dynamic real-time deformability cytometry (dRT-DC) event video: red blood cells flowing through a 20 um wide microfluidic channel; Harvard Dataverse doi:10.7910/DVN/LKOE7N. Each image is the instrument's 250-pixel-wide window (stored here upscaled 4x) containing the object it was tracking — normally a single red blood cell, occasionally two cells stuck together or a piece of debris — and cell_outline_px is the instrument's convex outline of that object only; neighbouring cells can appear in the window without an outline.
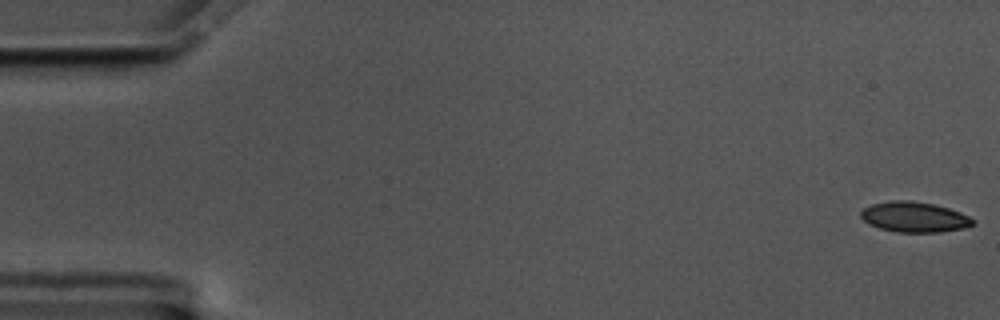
{"species": "common noctule bat (a hibernating species)", "species_latin": "Nyctalus noctula", "temperature_condition": "cold", "stored_images_in_passage": 57, "camera_frame_rate_fps": 3000, "um_per_image_px": 0.085, "animal": {"sex": "male", "body_mass_g": 17.5, "forearm_length_mm": 52.3}, "frame": {"image": 1, "passage_image": 1, "time_ms": 0.0, "image_size_px": [1000, 320], "cell_outline_px": [[976, 220], [972, 224], [964, 228], [940, 232], [896, 232], [880, 228], [868, 224], [860, 216], [860, 212], [864, 208], [872, 204], [892, 200], [908, 200], [932, 204], [948, 208], [960, 212]], "centroid_in_image_um": [77.7, 18.45], "position_along_channel_um": 7.3, "area_um2": 19.71}}
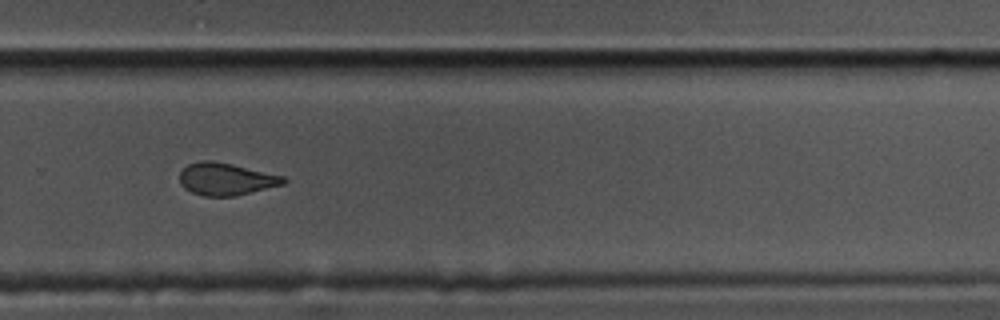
{"frame": {"image": 2, "passage_image": 39, "time_ms": 12.667, "image_size_px": [1000, 320], "cell_outline_px": [[288, 180], [284, 184], [236, 196], [204, 196], [192, 192], [184, 188], [180, 184], [180, 172], [188, 164], [200, 160], [212, 160], [232, 164], [284, 176]], "centroid_in_image_um": [19.21, 15.22], "position_along_channel_um": 310.6, "area_um2": 19.59}}
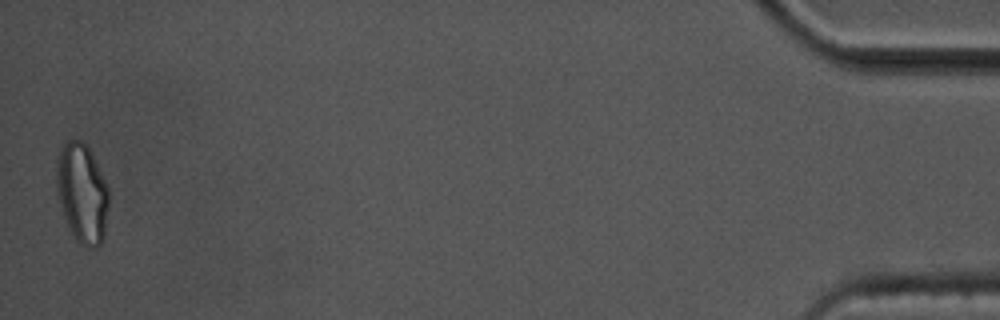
{"frame": {"image": 3, "passage_image": 57, "time_ms": 18.667, "image_size_px": [1000, 320], "cell_outline_px": [[108, 204], [104, 236], [100, 244], [96, 248], [88, 248], [80, 244], [76, 240], [68, 224], [56, 188], [56, 156], [64, 144], [68, 140], [80, 140], [88, 148], [108, 188]], "centroid_in_image_um": [6.97, 16.42], "position_along_channel_um": 428.2, "area_um2": 29.71}, "authors_computed_cell_mechanics": {"area_um2": 20.519, "velocity_mm_per_s": 3.5058, "shape_relaxation_time_tau1_ms": 9.0371, "shape_relaxation_time_tau2_ms": 2.1985, "deformation_change_tau1": 0.1736, "deformation_change_tau2": 0.0692}}